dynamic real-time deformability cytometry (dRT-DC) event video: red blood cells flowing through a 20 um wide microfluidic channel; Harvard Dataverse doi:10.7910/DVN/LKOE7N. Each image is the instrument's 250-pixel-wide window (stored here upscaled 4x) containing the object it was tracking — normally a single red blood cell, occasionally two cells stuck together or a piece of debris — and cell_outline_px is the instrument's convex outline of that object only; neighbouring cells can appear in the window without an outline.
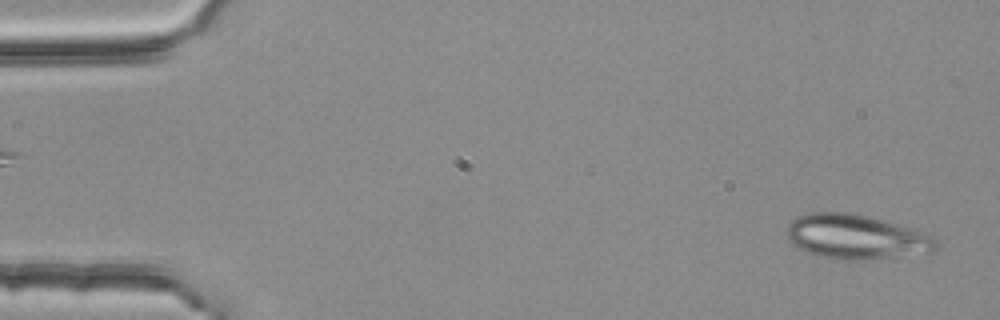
{"species": "common noctule bat (a hibernating species)", "species_latin": "Nyctalus noctula", "temperature_condition": "room temperature", "stored_images_in_passage": 52, "camera_frame_rate_fps": 3000, "um_per_image_px": 0.085, "animal": {"sex": "female", "body_mass_g": 25.1}, "frame": {"image": 1, "passage_image": 2, "time_ms": 0.333, "image_size_px": [1000, 320], "cell_outline_px": [[936, 252], [868, 260], [832, 260], [796, 248], [788, 240], [788, 224], [796, 216], [808, 212], [852, 212], [868, 216], [912, 228], [932, 236], [936, 240]], "centroid_in_image_um": [72.75, 20.14], "position_along_channel_um": 12.3, "area_um2": 39.19}}
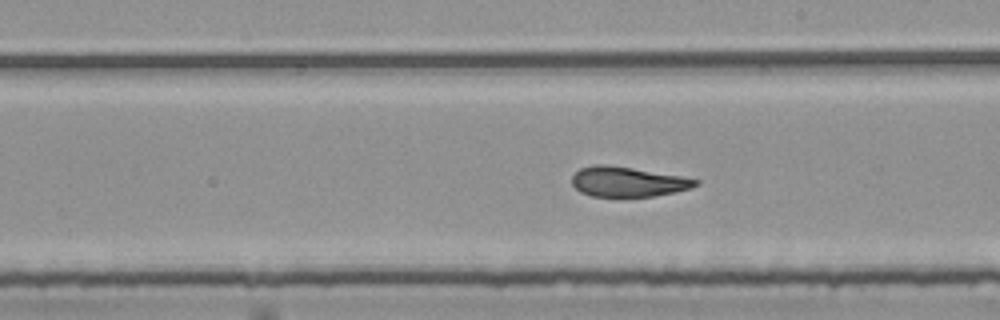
{"frame": {"image": 2, "passage_image": 30, "time_ms": 9.667, "image_size_px": [1000, 320], "cell_outline_px": [[700, 184], [692, 188], [676, 192], [652, 196], [592, 196], [580, 192], [572, 184], [572, 176], [580, 168], [592, 164], [604, 164], [632, 168], [680, 176], [700, 180]], "centroid_in_image_um": [53.36, 15.44], "position_along_channel_um": 235.6, "area_um2": 21.5}}
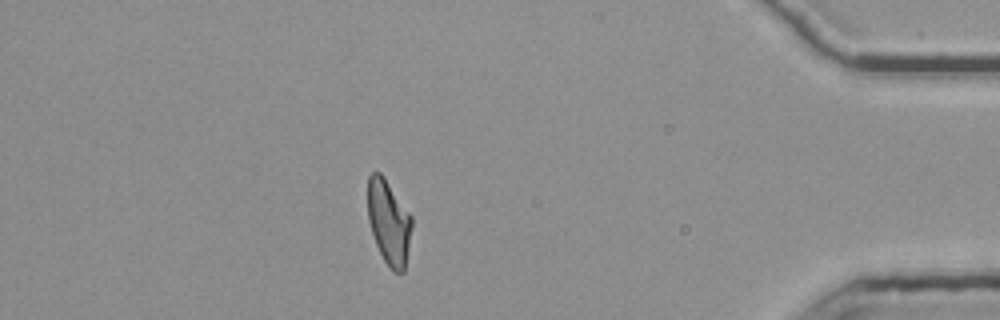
{"frame": {"image": 3, "passage_image": 47, "time_ms": 15.333, "image_size_px": [1000, 320], "cell_outline_px": [[412, 228], [404, 272], [392, 272], [384, 260], [376, 244], [368, 220], [368, 176], [372, 172], [380, 172], [384, 176], [412, 216]], "centroid_in_image_um": [33.05, 18.88], "position_along_channel_um": 402.1, "area_um2": 21.73}, "authors_computed_cell_mechanics": {"area_um2": 22.8021, "velocity_mm_per_s": 3.765, "shape_relaxation_time_tau1_ms": null, "shape_relaxation_time_tau2_ms": 2.5935, "deformation_change_tau1": null, "deformation_change_tau2": 0.1145}}